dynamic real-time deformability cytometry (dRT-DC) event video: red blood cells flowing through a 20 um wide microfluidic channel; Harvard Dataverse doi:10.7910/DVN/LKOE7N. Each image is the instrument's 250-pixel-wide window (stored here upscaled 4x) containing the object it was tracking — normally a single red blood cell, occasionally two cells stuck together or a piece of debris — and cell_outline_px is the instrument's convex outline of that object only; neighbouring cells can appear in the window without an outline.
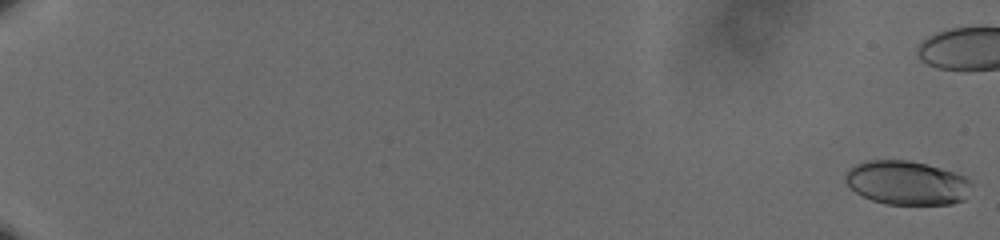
{"species": "human", "species_latin": "Homo sapiens", "temperature_condition": "cold", "stored_images_in_passage": 54, "camera_frame_rate_fps": 3000, "um_per_image_px": 0.085, "donor": {"sex": "male"}, "frame": {"image": 1, "passage_image": 1, "time_ms": 0.0, "image_size_px": [1000, 240], "cell_outline_px": [[972, 180], [964, 200], [952, 204], [884, 204], [872, 200], [856, 192], [844, 180], [844, 172], [848, 168], [856, 164], [868, 160], [908, 160], [928, 164], [956, 172]], "centroid_in_image_um": [77.07, 15.52], "position_along_channel_um": 7.9, "area_um2": 32.48}}
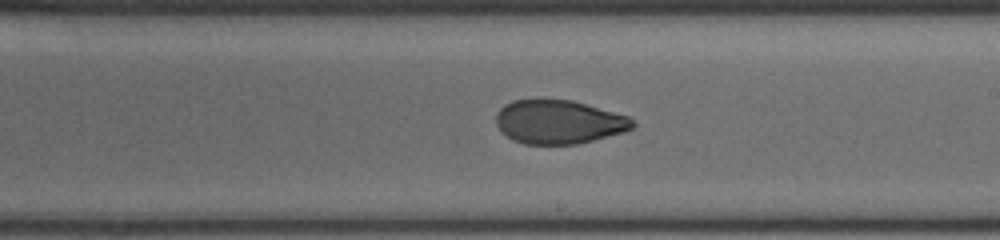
{"frame": {"image": 2, "passage_image": 40, "time_ms": 13.0, "image_size_px": [1000, 240], "cell_outline_px": [[636, 124], [632, 128], [624, 132], [576, 144], [524, 144], [512, 140], [496, 124], [496, 112], [504, 104], [512, 100], [536, 96], [572, 100], [628, 116]], "centroid_in_image_um": [47.44, 10.32], "position_along_channel_um": 241.6, "area_um2": 35.43}}
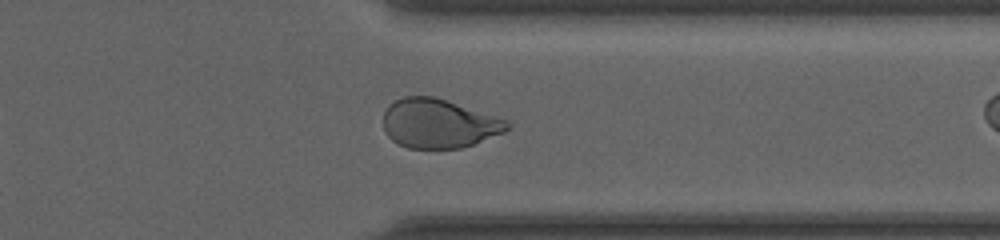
{"frame": {"image": 3, "passage_image": 51, "time_ms": 16.667, "image_size_px": [1000, 240], "cell_outline_px": [[512, 128], [504, 132], [472, 144], [460, 148], [408, 148], [392, 140], [384, 132], [384, 112], [388, 104], [404, 96], [436, 96], [508, 120], [512, 124]], "centroid_in_image_um": [37.3, 10.48], "position_along_channel_um": 374.1, "area_um2": 35.6}}